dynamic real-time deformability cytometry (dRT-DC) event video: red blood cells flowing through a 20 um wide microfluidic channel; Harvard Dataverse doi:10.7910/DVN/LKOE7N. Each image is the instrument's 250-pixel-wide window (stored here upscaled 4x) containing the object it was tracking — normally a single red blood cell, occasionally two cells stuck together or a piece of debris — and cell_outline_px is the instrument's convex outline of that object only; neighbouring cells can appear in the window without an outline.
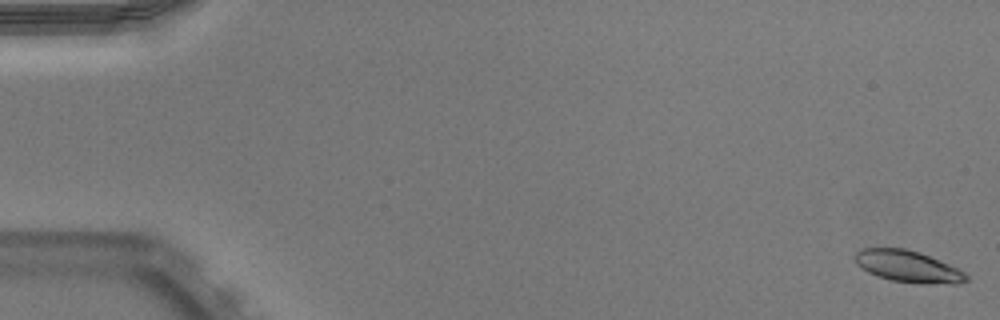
{"species": "Egyptian fruit bat (a non-hibernating species)", "species_latin": "Rousettus aegyptiacus", "temperature_condition": "warm", "stored_images_in_passage": 53, "camera_frame_rate_fps": 3000, "um_per_image_px": 0.085, "animal": {"sex": "male"}, "frame": {"image": 1, "passage_image": 1, "time_ms": 0.0, "image_size_px": [1000, 320], "cell_outline_px": [[968, 280], [956, 284], [920, 284], [892, 280], [868, 272], [856, 264], [852, 256], [860, 248], [904, 248], [920, 252], [948, 264], [964, 272], [968, 276]], "centroid_in_image_um": [77.15, 22.64], "position_along_channel_um": 7.8, "area_um2": 20.58}}
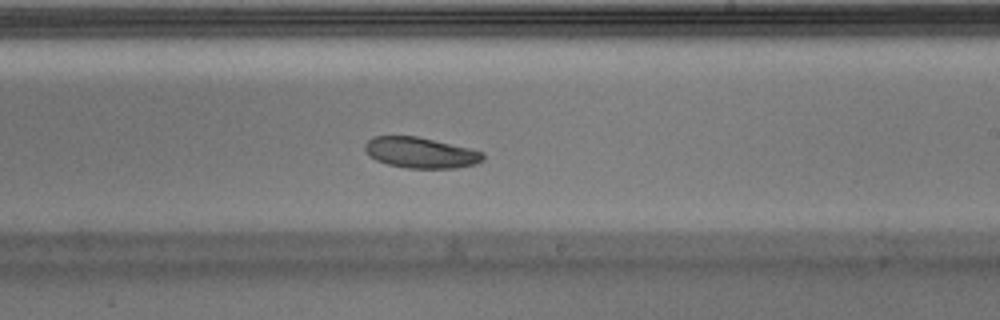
{"frame": {"image": 2, "passage_image": 32, "time_ms": 10.333, "image_size_px": [1000, 320], "cell_outline_px": [[484, 160], [476, 164], [456, 168], [408, 168], [388, 164], [376, 160], [368, 156], [364, 148], [364, 144], [372, 136], [416, 136], [468, 148], [484, 152]], "centroid_in_image_um": [35.73, 12.98], "position_along_channel_um": 253.3, "area_um2": 21.15}}
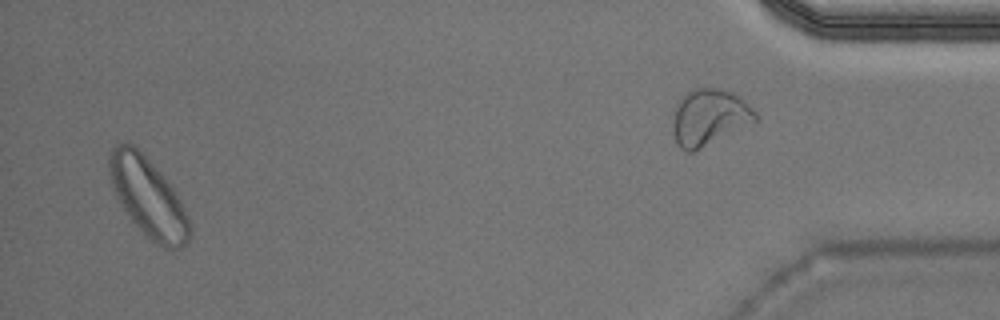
{"frame": {"image": 3, "passage_image": 51, "time_ms": 16.667, "image_size_px": [1000, 320], "cell_outline_px": [[192, 236], [188, 244], [180, 248], [164, 248], [152, 240], [132, 220], [116, 196], [112, 188], [108, 168], [108, 156], [112, 148], [116, 144], [132, 144], [160, 172], [176, 192], [188, 216], [192, 228]], "centroid_in_image_um": [12.62, 16.79], "position_along_channel_um": 422.6, "area_um2": 36.59}, "authors_computed_cell_mechanics": {"area_um2": 21.7906, "velocity_mm_per_s": 3.8936, "shape_relaxation_time_tau1_ms": 3.4023, "shape_relaxation_time_tau2_ms": null, "deformation_change_tau1": 0.0806, "deformation_change_tau2": null}}